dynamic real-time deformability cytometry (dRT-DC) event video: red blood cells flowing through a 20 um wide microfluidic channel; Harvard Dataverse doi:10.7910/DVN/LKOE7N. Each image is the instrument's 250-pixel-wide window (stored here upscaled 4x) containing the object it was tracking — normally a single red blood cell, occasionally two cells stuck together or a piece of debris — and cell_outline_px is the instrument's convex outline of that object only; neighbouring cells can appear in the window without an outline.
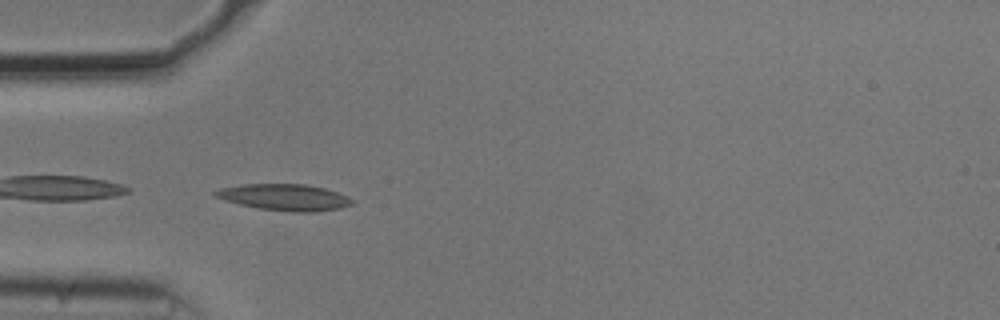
{"species": "common noctule bat (a hibernating species)", "species_latin": "Nyctalus noctula", "temperature_condition": "cold", "stored_images_in_passage": 39, "camera_frame_rate_fps": 3000, "um_per_image_px": 0.085, "animal": {"sex": "male", "body_mass_g": 20.5, "forearm_length_mm": 52.5}, "frame": {"image": 1, "passage_image": 1, "time_ms": 0.0, "image_size_px": [1000, 320], "cell_outline_px": [[352, 204], [340, 208], [316, 212], [292, 212], [260, 208], [240, 204], [216, 196], [212, 192], [220, 188], [240, 184], [304, 184], [324, 188], [348, 196], [352, 200]], "centroid_in_image_um": [24.2, 16.76], "position_along_channel_um": 60.8, "area_um2": 20.81}}
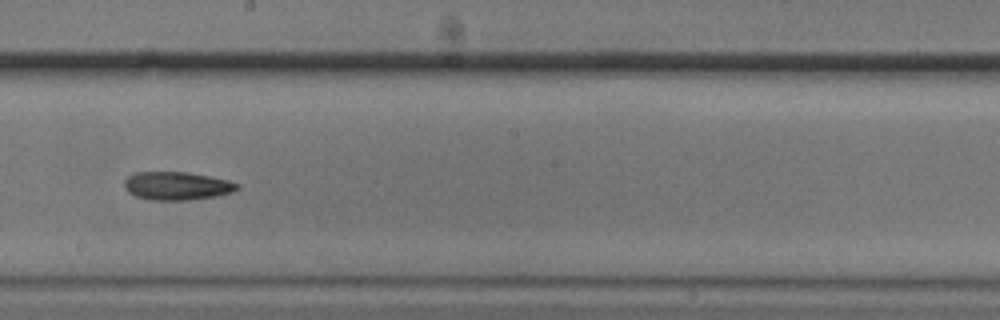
{"frame": {"image": 2, "passage_image": 15, "time_ms": 4.667, "image_size_px": [1000, 320], "cell_outline_px": [[240, 188], [232, 192], [216, 196], [188, 200], [152, 200], [136, 196], [128, 192], [124, 188], [124, 180], [128, 176], [136, 172], [188, 172], [228, 180], [240, 184]], "centroid_in_image_um": [15.03, 15.8], "position_along_channel_um": 233.2, "area_um2": 18.61}}
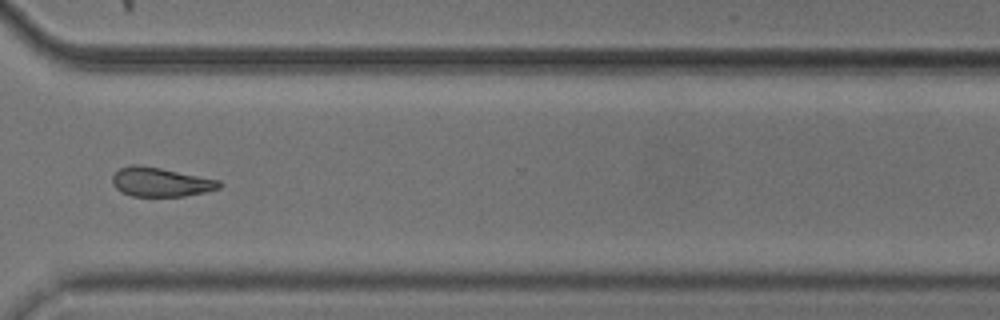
{"frame": {"image": 3, "passage_image": 25, "time_ms": 8.0, "image_size_px": [1000, 320], "cell_outline_px": [[224, 184], [220, 188], [204, 192], [184, 196], [132, 196], [120, 192], [112, 184], [112, 176], [120, 168], [132, 164], [140, 164], [220, 180]], "centroid_in_image_um": [13.64, 15.47], "position_along_channel_um": 357.0, "area_um2": 18.21}, "authors_computed_cell_mechanics": {"area_um2": 18.6116, "velocity_mm_per_s": 3.7193, "shape_relaxation_time_tau1_ms": 3.4465, "shape_relaxation_time_tau2_ms": null, "deformation_change_tau1": 0.1019, "deformation_change_tau2": null}}